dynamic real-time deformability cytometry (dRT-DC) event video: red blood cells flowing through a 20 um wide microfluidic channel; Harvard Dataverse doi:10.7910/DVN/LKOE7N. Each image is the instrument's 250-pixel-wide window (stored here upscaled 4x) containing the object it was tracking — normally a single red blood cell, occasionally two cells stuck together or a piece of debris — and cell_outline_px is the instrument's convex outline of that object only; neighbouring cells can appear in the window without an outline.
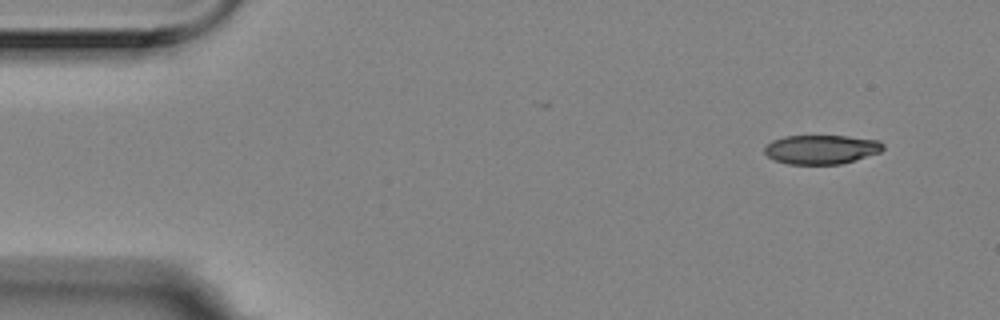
{"species": "Egyptian fruit bat (a non-hibernating species)", "species_latin": "Rousettus aegyptiacus", "temperature_condition": "room temperature", "stored_images_in_passage": 3, "camera_frame_rate_fps": 3000, "um_per_image_px": 0.085, "animal": {"sex": "female"}, "frame": {"image": 1, "passage_image": 3, "time_ms": 0.667, "image_size_px": [1000, 320], "cell_outline_px": [[884, 148], [880, 152], [840, 164], [788, 164], [776, 160], [768, 156], [764, 152], [764, 148], [772, 140], [784, 136], [848, 136], [880, 140], [884, 144]], "centroid_in_image_um": [69.82, 12.69], "position_along_channel_um": 15.2, "area_um2": 20.06}}